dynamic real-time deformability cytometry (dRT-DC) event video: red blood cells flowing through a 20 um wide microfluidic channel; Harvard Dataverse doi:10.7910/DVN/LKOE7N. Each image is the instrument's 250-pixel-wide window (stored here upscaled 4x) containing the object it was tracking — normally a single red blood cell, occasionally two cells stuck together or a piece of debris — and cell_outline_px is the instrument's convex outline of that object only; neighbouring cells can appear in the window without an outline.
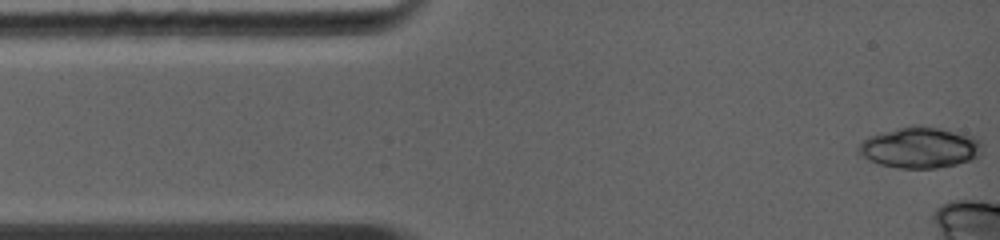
{"species": "common noctule bat (a hibernating species)", "species_latin": "Nyctalus noctula", "temperature_condition": "warm", "stored_images_in_passage": 5, "camera_frame_rate_fps": 5000, "um_per_image_px": 0.085, "animal": {"sex": "female", "body_mass_g": 19.0, "forearm_length_mm": 56.7}, "frame": {"image": 1, "passage_image": 1, "time_ms": 0.0, "image_size_px": [1000, 240], "cell_outline_px": [[980, 156], [972, 160], [956, 164], [936, 168], [896, 168], [880, 164], [868, 160], [856, 148], [868, 136], [912, 124], [920, 124], [940, 128], [972, 136], [980, 140]], "centroid_in_image_um": [78.18, 12.54], "position_along_channel_um": 6.8, "area_um2": 29.48}}